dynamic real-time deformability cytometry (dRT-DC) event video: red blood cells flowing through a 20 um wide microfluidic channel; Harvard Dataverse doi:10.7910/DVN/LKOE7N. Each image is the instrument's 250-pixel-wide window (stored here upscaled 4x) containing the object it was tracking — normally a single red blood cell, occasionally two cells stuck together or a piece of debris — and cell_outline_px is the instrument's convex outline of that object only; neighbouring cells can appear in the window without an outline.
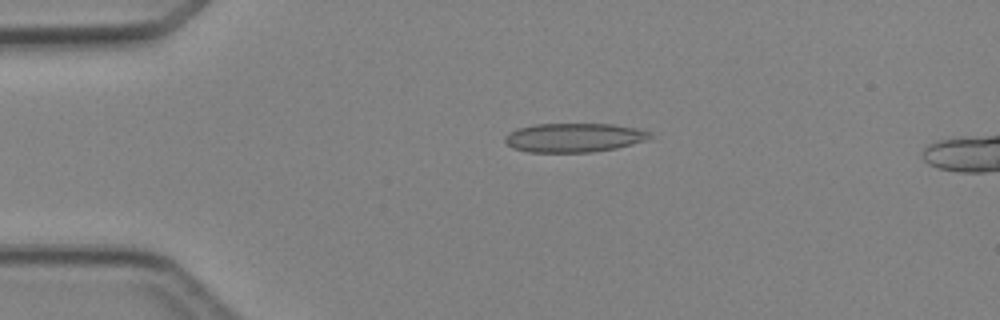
{"species": "Egyptian fruit bat (a non-hibernating species)", "species_latin": "Rousettus aegyptiacus", "temperature_condition": "cold", "stored_images_in_passage": 4, "camera_frame_rate_fps": 3000, "um_per_image_px": 0.085, "animal": {"sex": "female"}, "frame": {"image": 1, "passage_image": 2, "time_ms": 1.333, "image_size_px": [1000, 320], "cell_outline_px": [[652, 136], [648, 140], [616, 148], [592, 152], [528, 152], [512, 148], [504, 140], [504, 136], [508, 132], [516, 128], [536, 124], [612, 124], [636, 128], [652, 132]], "centroid_in_image_um": [48.78, 11.69], "position_along_channel_um": 36.2, "area_um2": 24.68}}
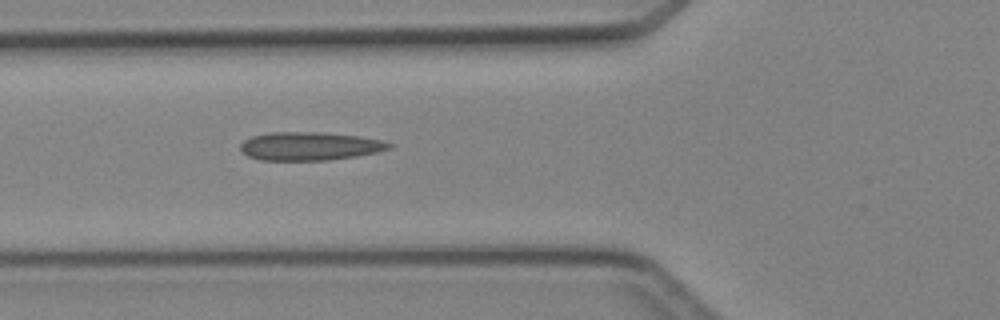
{"frame": {"image": 2, "passage_image": 4, "time_ms": 3.667, "image_size_px": [1000, 320], "cell_outline_px": [[392, 148], [376, 152], [356, 156], [328, 160], [260, 160], [248, 156], [240, 148], [240, 144], [244, 140], [252, 136], [272, 132], [324, 132], [360, 136], [380, 140], [392, 144]], "centroid_in_image_um": [26.32, 12.42], "position_along_channel_um": 99.5, "area_um2": 24.51}}